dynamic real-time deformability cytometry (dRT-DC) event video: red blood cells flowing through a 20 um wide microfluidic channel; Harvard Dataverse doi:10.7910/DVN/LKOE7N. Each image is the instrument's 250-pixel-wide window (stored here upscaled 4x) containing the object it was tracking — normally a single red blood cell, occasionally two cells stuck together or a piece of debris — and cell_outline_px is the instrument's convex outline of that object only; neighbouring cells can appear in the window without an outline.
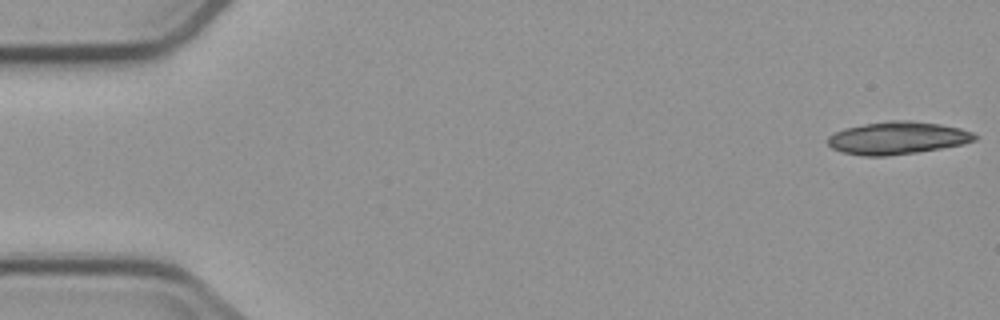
{"species": "common noctule bat (a hibernating species)", "species_latin": "Nyctalus noctula", "temperature_condition": "cold", "stored_images_in_passage": 5, "camera_frame_rate_fps": 3000, "um_per_image_px": 0.085, "animal": {"sex": "male", "body_mass_g": 23.1, "forearm_length_mm": 52.7}, "frame": {"image": 1, "passage_image": 1, "time_ms": 0.0, "image_size_px": [1000, 320], "cell_outline_px": [[980, 136], [976, 140], [964, 144], [916, 152], [888, 156], [864, 156], [840, 152], [832, 148], [828, 144], [828, 136], [844, 128], [864, 124], [892, 120], [912, 120], [940, 124], [960, 128], [972, 132]], "centroid_in_image_um": [76.3, 11.73], "position_along_channel_um": 8.7, "area_um2": 28.03}}